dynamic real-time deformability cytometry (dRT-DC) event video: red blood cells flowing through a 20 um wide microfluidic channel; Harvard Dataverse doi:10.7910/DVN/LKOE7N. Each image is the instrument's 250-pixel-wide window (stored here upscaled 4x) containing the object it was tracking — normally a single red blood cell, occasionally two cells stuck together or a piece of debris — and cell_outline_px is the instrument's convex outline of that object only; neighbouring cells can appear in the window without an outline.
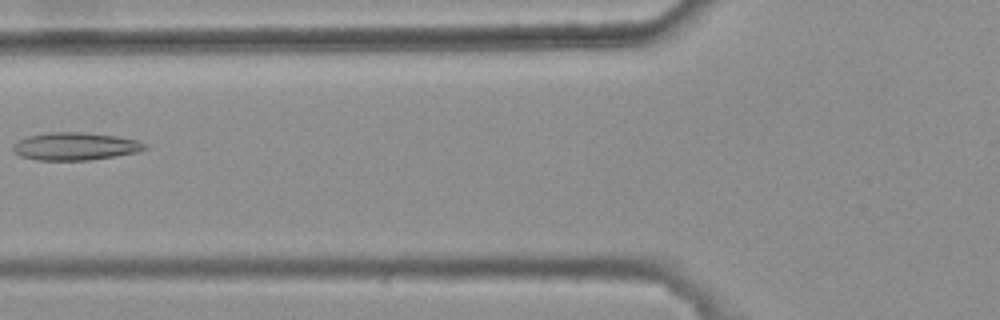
{"species": "common noctule bat (a hibernating species)", "species_latin": "Nyctalus noctula", "temperature_condition": "warm", "stored_images_in_passage": 6, "camera_frame_rate_fps": 3000, "um_per_image_px": 0.085, "animal": {"sex": "female", "body_mass_g": 25.1}, "frame": {"image": 1, "passage_image": 6, "time_ms": 1.667, "image_size_px": [1000, 320], "cell_outline_px": [[148, 148], [136, 152], [88, 160], [40, 160], [20, 156], [12, 152], [12, 144], [16, 140], [28, 136], [48, 132], [80, 132], [116, 136], [136, 140], [144, 144]], "centroid_in_image_um": [6.3, 12.43], "position_along_channel_um": 119.5, "area_um2": 21.15}}